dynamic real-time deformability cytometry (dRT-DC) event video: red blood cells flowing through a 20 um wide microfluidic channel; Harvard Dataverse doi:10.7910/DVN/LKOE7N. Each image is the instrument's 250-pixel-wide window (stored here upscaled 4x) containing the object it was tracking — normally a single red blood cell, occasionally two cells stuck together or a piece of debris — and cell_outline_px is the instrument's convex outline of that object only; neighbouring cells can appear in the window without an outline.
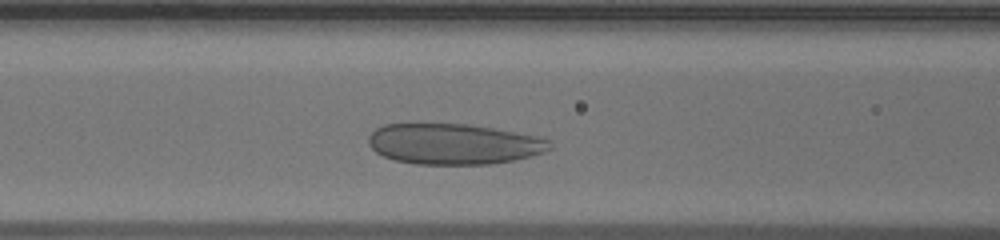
{"species": "human", "species_latin": "Homo sapiens", "temperature_condition": "warm", "stored_images_in_passage": 28, "camera_frame_rate_fps": 3000, "um_per_image_px": 0.085, "donor": {"sex": "male"}, "frame": {"image": 1, "passage_image": 8, "time_ms": 2.333, "image_size_px": [1000, 240], "cell_outline_px": [[552, 148], [544, 152], [512, 160], [492, 164], [416, 164], [396, 160], [384, 156], [376, 152], [368, 144], [368, 136], [376, 128], [384, 124], [468, 124], [492, 128], [532, 136], [548, 140]], "centroid_in_image_um": [38.5, 12.24], "position_along_channel_um": 128.1, "area_um2": 42.48}}
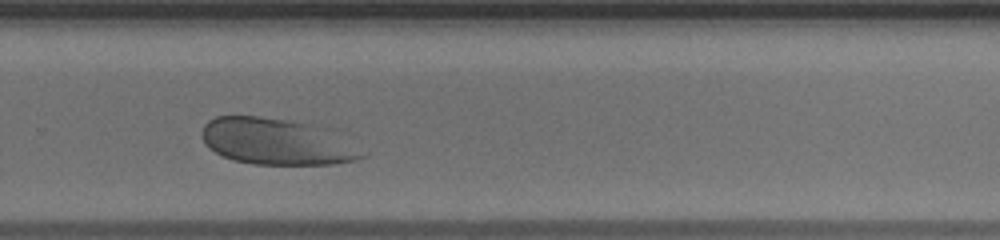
{"frame": {"image": 2, "passage_image": 21, "time_ms": 6.667, "image_size_px": [1000, 240], "cell_outline_px": [[368, 152], [364, 156], [352, 160], [332, 164], [252, 164], [232, 160], [208, 148], [204, 144], [200, 132], [204, 124], [208, 120], [216, 116], [256, 116], [284, 120], [308, 124]], "centroid_in_image_um": [23.37, 12.05], "position_along_channel_um": 306.4, "area_um2": 42.25}}
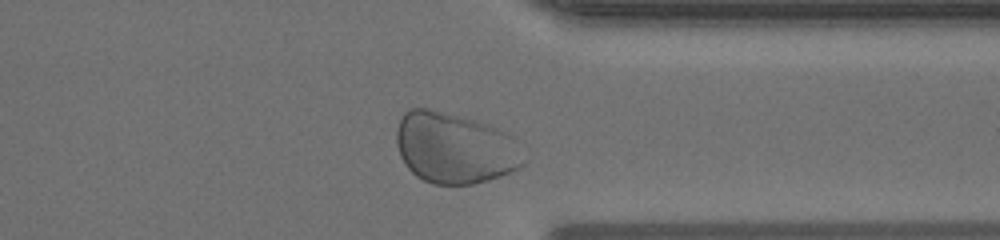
{"frame": {"image": 3, "passage_image": 26, "time_ms": 8.333, "image_size_px": [1000, 240], "cell_outline_px": [[524, 164], [520, 168], [512, 172], [488, 180], [472, 184], [432, 184], [416, 176], [408, 168], [400, 156], [396, 144], [396, 132], [400, 120], [404, 112], [412, 108], [428, 108], [472, 120], [496, 128], [512, 136]], "centroid_in_image_um": [38.6, 12.6], "position_along_channel_um": 372.8, "area_um2": 51.96}}